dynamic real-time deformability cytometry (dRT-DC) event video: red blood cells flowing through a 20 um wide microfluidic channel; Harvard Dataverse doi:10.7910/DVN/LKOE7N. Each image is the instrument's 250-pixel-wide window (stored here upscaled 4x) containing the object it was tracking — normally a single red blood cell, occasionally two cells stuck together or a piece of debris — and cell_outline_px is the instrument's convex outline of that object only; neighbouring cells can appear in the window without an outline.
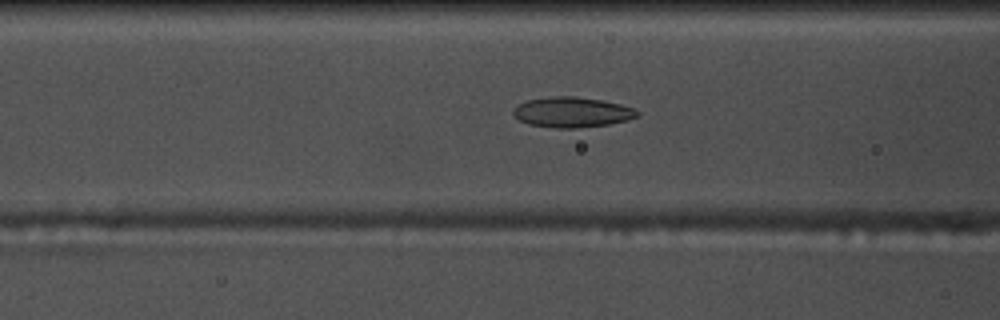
{"species": "common noctule bat (a hibernating species)", "species_latin": "Nyctalus noctula", "temperature_condition": "warm", "stored_images_in_passage": 53, "camera_frame_rate_fps": 3000, "um_per_image_px": 0.085, "animal": {"sex": "male", "body_mass_g": 17.5, "forearm_length_mm": 52.3}, "frame": {"image": 1, "passage_image": 19, "time_ms": 6.0, "image_size_px": [1000, 320], "cell_outline_px": [[640, 116], [628, 120], [608, 124], [580, 128], [552, 128], [528, 124], [520, 120], [512, 112], [520, 104], [528, 100], [552, 96], [572, 96], [600, 100], [620, 104], [636, 108], [640, 112]], "centroid_in_image_um": [48.68, 9.55], "position_along_channel_um": 117.9, "area_um2": 21.85}}
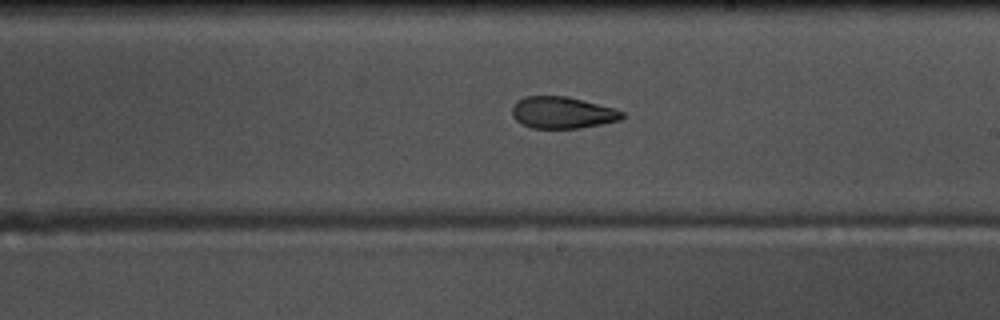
{"frame": {"image": 2, "passage_image": 29, "time_ms": 9.333, "image_size_px": [1000, 320], "cell_outline_px": [[624, 116], [620, 120], [580, 128], [532, 128], [520, 124], [512, 116], [512, 108], [516, 100], [524, 96], [568, 96], [616, 108], [624, 112]], "centroid_in_image_um": [47.79, 9.56], "position_along_channel_um": 241.2, "area_um2": 20.58}}
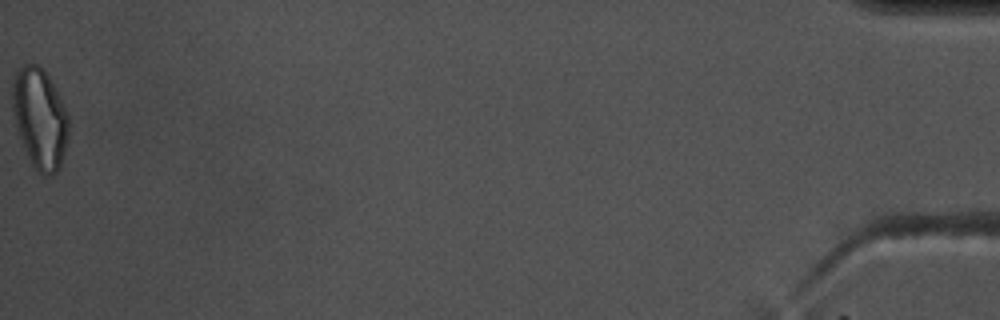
{"frame": {"image": 3, "passage_image": 53, "time_ms": 17.333, "image_size_px": [1000, 320], "cell_outline_px": [[68, 140], [60, 164], [56, 172], [52, 176], [44, 176], [32, 164], [20, 136], [12, 112], [12, 84], [16, 72], [24, 64], [36, 64], [48, 76], [68, 112]], "centroid_in_image_um": [3.39, 10.05], "position_along_channel_um": 431.8, "area_um2": 32.37}, "authors_computed_cell_mechanics": {"area_um2": 21.8484, "velocity_mm_per_s": 3.7046, "shape_relaxation_time_tau1_ms": 8.9237, "shape_relaxation_time_tau2_ms": 2.4358, "deformation_change_tau1": 0.1878, "deformation_change_tau2": 0.0922}}